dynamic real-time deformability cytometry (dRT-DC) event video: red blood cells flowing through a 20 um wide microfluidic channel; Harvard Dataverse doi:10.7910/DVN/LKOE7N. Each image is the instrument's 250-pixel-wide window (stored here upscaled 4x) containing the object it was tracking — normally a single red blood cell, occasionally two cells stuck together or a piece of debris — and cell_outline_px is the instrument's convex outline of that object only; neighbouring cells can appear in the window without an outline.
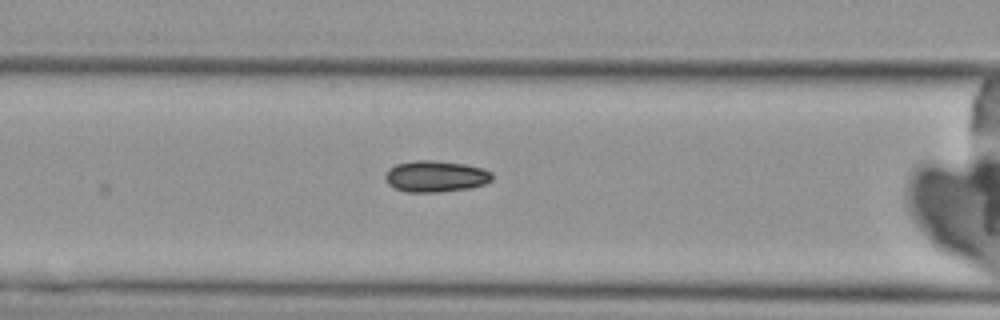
{"species": "Egyptian fruit bat (a non-hibernating species)", "species_latin": "Rousettus aegyptiacus", "temperature_condition": "cold", "stored_images_in_passage": 6, "camera_frame_rate_fps": 3000, "um_per_image_px": 0.085, "animal": {"sex": "female"}, "frame": {"image": 1, "passage_image": 6, "time_ms": 6.667, "image_size_px": [1000, 320], "cell_outline_px": [[492, 180], [484, 184], [468, 188], [436, 192], [408, 192], [396, 188], [388, 184], [384, 176], [388, 168], [396, 164], [416, 160], [432, 160], [464, 164], [484, 168], [492, 172]], "centroid_in_image_um": [37.02, 14.98], "position_along_channel_um": 129.6, "area_um2": 19.48}}